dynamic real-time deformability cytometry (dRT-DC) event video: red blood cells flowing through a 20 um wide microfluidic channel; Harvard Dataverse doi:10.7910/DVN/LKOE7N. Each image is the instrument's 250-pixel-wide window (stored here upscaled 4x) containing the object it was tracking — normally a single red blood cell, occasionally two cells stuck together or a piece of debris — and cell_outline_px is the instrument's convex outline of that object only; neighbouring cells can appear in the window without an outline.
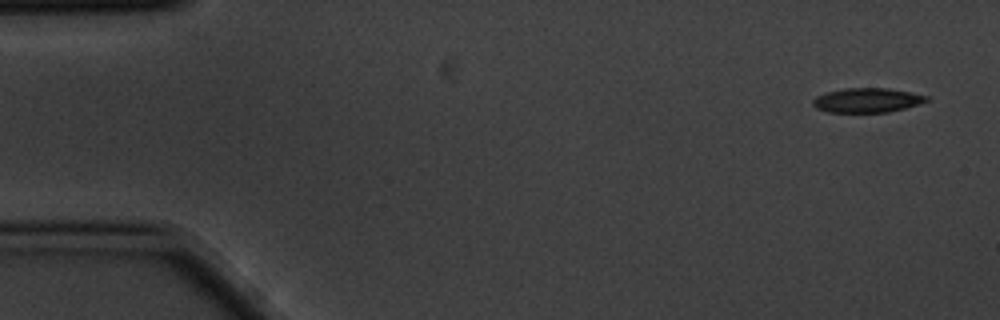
{"species": "common noctule bat (a hibernating species)", "species_latin": "Nyctalus noctula", "temperature_condition": "cold", "stored_images_in_passage": 5, "camera_frame_rate_fps": 3000, "um_per_image_px": 0.085, "animal": {"sex": "male", "body_mass_g": 20.1, "forearm_length_mm": 53.5}, "frame": {"image": 1, "passage_image": 1, "time_ms": 0.0, "image_size_px": [1000, 320], "cell_outline_px": [[932, 100], [904, 108], [888, 112], [828, 112], [816, 108], [812, 104], [812, 100], [816, 96], [828, 92], [844, 88], [888, 88], [928, 96]], "centroid_in_image_um": [73.7, 8.52], "position_along_channel_um": 11.3, "area_um2": 16.13}}